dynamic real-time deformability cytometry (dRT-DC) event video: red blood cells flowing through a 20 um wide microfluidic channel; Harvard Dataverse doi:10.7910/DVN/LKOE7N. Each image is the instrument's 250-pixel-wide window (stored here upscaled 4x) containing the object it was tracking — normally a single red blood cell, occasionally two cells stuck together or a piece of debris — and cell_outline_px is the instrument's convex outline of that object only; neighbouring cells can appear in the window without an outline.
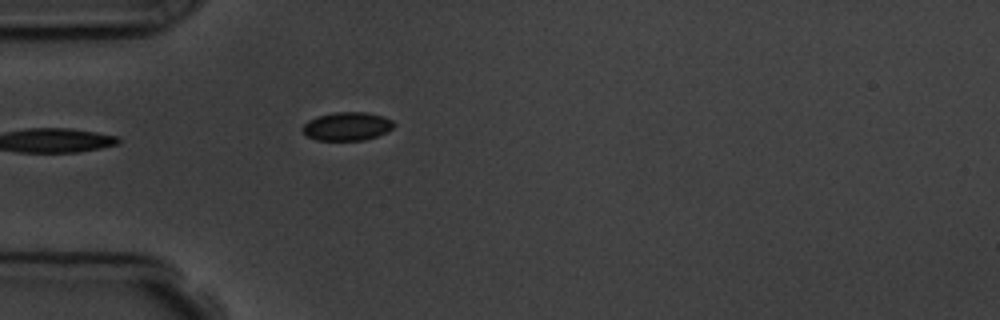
{"species": "common noctule bat (a hibernating species)", "species_latin": "Nyctalus noctula", "temperature_condition": "room temperature", "stored_images_in_passage": 4, "camera_frame_rate_fps": 3000, "um_per_image_px": 0.085, "animal": {"sex": "male", "body_mass_g": 19.5, "forearm_length_mm": 54.6}, "frame": {"image": 1, "passage_image": 4, "time_ms": 4.333, "image_size_px": [1000, 320], "cell_outline_px": [[396, 124], [392, 128], [376, 136], [364, 140], [316, 140], [304, 136], [300, 128], [308, 120], [316, 116], [336, 112], [364, 112], [384, 116], [392, 120]], "centroid_in_image_um": [29.44, 10.73], "position_along_channel_um": 55.6, "area_um2": 15.26}}